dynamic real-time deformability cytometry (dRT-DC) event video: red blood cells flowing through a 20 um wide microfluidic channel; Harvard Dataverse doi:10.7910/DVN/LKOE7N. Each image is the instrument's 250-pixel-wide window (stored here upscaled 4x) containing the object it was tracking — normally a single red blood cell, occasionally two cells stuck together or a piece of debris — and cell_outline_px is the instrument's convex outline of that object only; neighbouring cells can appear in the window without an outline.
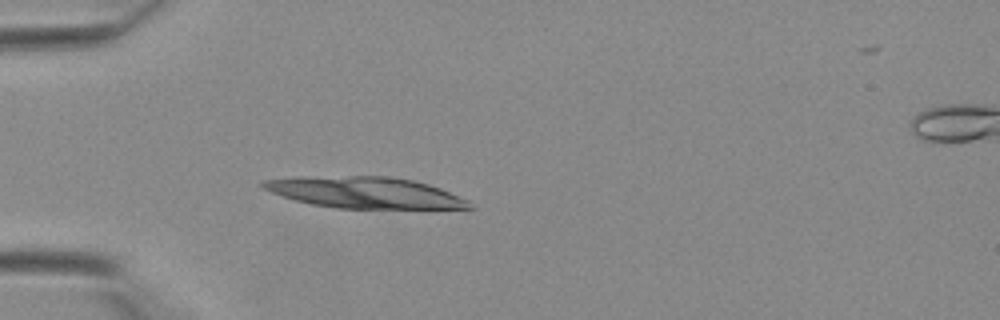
{"species": "Egyptian fruit bat (a non-hibernating species)", "species_latin": "Rousettus aegyptiacus", "temperature_condition": "warm", "stored_images_in_passage": 41, "camera_frame_rate_fps": 3000, "um_per_image_px": 0.085, "animal": {"sex": "female"}, "frame": {"image": 1, "passage_image": 12, "time_ms": 3.667, "image_size_px": [1000, 320], "cell_outline_px": [[472, 208], [336, 208], [312, 204], [296, 200], [272, 192], [264, 188], [260, 184], [264, 180], [304, 176], [384, 176], [412, 180], [428, 184], [440, 188], [468, 200]], "centroid_in_image_um": [30.99, 16.36], "position_along_channel_um": 54.0, "area_um2": 37.05}}